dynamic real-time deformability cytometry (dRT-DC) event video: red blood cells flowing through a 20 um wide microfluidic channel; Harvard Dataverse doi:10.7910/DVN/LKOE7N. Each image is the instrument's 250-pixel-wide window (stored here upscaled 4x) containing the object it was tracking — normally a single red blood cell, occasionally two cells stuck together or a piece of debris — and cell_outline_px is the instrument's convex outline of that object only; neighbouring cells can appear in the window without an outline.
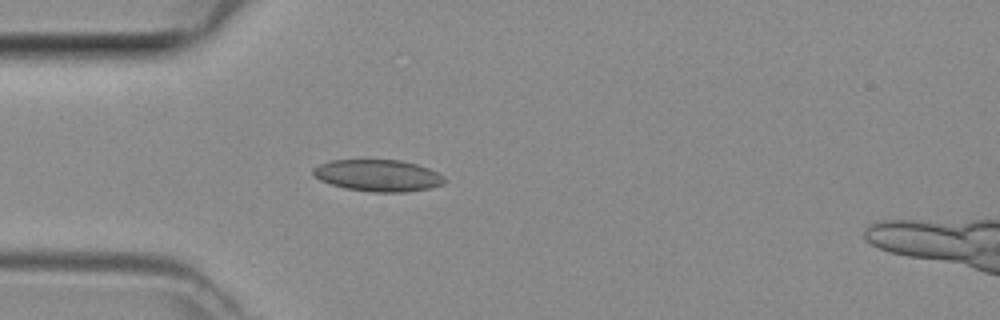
{"species": "common noctule bat (a hibernating species)", "species_latin": "Nyctalus noctula", "temperature_condition": "room temperature", "stored_images_in_passage": 33, "camera_frame_rate_fps": 3000, "um_per_image_px": 0.085, "animal": {"sex": "female", "body_mass_g": 29.2, "forearm_length_mm": 56.3}, "frame": {"image": 1, "passage_image": 6, "time_ms": 1.667, "image_size_px": [1000, 320], "cell_outline_px": [[444, 184], [432, 188], [404, 192], [372, 192], [344, 188], [320, 180], [312, 172], [312, 168], [320, 164], [332, 160], [400, 160], [416, 164], [428, 168], [444, 176]], "centroid_in_image_um": [32.14, 14.92], "position_along_channel_um": 52.9, "area_um2": 24.22}}
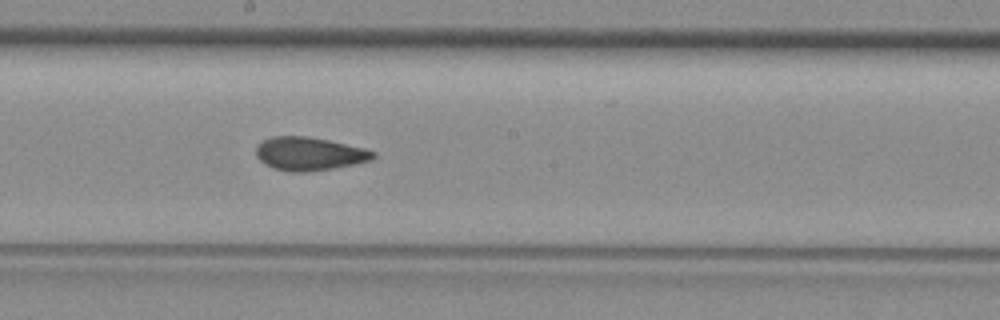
{"frame": {"image": 2, "passage_image": 18, "time_ms": 5.667, "image_size_px": [1000, 320], "cell_outline_px": [[376, 156], [372, 160], [332, 168], [304, 172], [288, 172], [272, 168], [264, 164], [256, 156], [256, 144], [272, 136], [308, 136], [328, 140], [364, 148], [376, 152]], "centroid_in_image_um": [26.25, 13.07], "position_along_channel_um": 221.9, "area_um2": 22.77}}
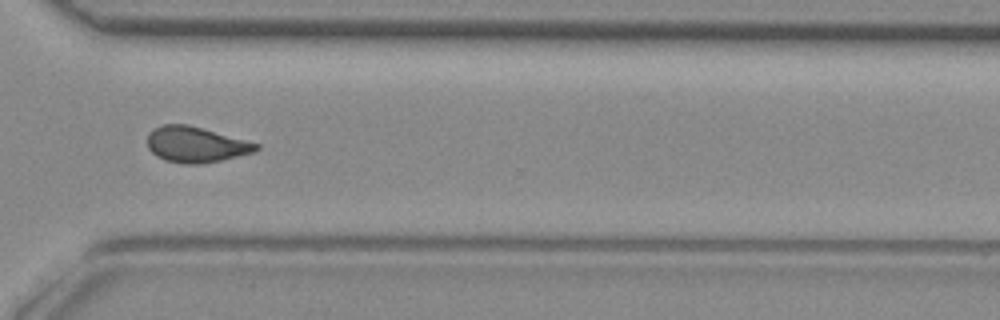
{"frame": {"image": 3, "passage_image": 27, "time_ms": 8.667, "image_size_px": [1000, 320], "cell_outline_px": [[260, 148], [256, 152], [220, 160], [200, 164], [184, 164], [164, 160], [156, 156], [148, 148], [148, 136], [156, 128], [164, 124], [188, 124], [260, 144]], "centroid_in_image_um": [16.67, 12.3], "position_along_channel_um": 353.9, "area_um2": 22.48}}